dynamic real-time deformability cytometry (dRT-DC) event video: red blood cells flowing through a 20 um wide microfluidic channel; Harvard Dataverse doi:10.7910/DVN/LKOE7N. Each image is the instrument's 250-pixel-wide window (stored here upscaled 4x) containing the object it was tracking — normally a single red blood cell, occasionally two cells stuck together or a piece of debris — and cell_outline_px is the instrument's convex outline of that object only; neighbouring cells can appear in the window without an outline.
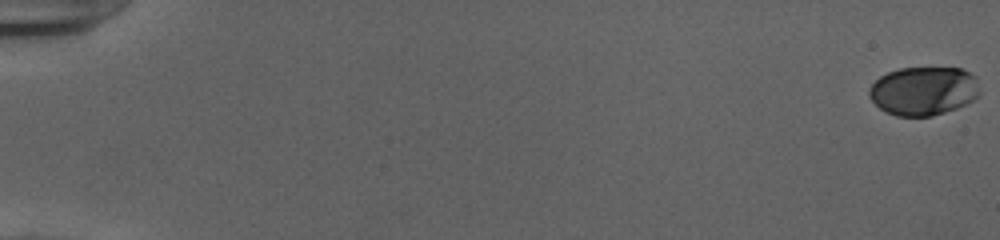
{"species": "human", "species_latin": "Homo sapiens", "temperature_condition": "cold", "stored_images_in_passage": 54, "camera_frame_rate_fps": 3000, "um_per_image_px": 0.085, "donor": {"sex": "female"}, "frame": {"image": 1, "passage_image": 1, "time_ms": 0.0, "image_size_px": [1000, 240], "cell_outline_px": [[980, 92], [972, 100], [956, 108], [932, 116], [896, 116], [884, 112], [868, 96], [868, 88], [880, 76], [888, 72], [900, 68], [960, 68], [976, 76]], "centroid_in_image_um": [78.48, 7.73], "position_along_channel_um": 6.5, "area_um2": 31.39}}
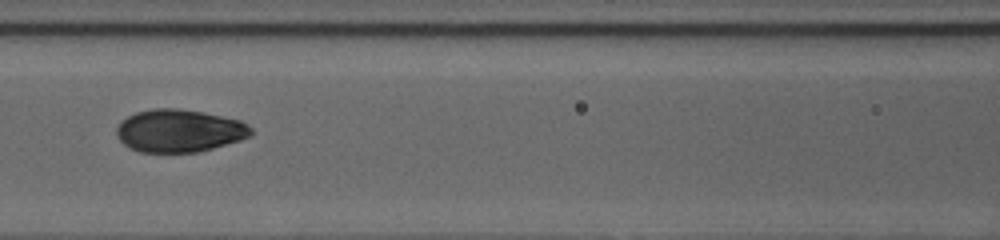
{"frame": {"image": 2, "passage_image": 27, "time_ms": 8.667, "image_size_px": [1000, 240], "cell_outline_px": [[252, 132], [248, 136], [240, 140], [212, 148], [196, 152], [140, 152], [128, 148], [116, 136], [116, 128], [128, 116], [136, 112], [152, 108], [180, 108], [204, 112], [240, 120], [252, 128]], "centroid_in_image_um": [15.21, 11.11], "position_along_channel_um": 151.4, "area_um2": 33.41}}
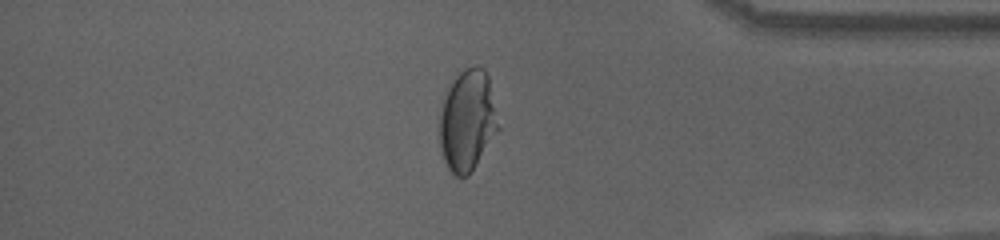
{"frame": {"image": 3, "passage_image": 47, "time_ms": 15.333, "image_size_px": [1000, 240], "cell_outline_px": [[500, 128], [468, 176], [456, 176], [448, 168], [444, 160], [440, 144], [440, 112], [448, 88], [452, 80], [464, 68], [472, 64], [476, 64], [484, 68], [488, 76]], "centroid_in_image_um": [39.74, 10.21], "position_along_channel_um": 395.5, "area_um2": 34.45}, "authors_computed_cell_mechanics": {"area_um2": 33.0616, "velocity_mm_per_s": 3.9351, "shape_relaxation_time_tau1_ms": 5.3723, "shape_relaxation_time_tau2_ms": null, "deformation_change_tau1": 0.1795, "deformation_change_tau2": null}}